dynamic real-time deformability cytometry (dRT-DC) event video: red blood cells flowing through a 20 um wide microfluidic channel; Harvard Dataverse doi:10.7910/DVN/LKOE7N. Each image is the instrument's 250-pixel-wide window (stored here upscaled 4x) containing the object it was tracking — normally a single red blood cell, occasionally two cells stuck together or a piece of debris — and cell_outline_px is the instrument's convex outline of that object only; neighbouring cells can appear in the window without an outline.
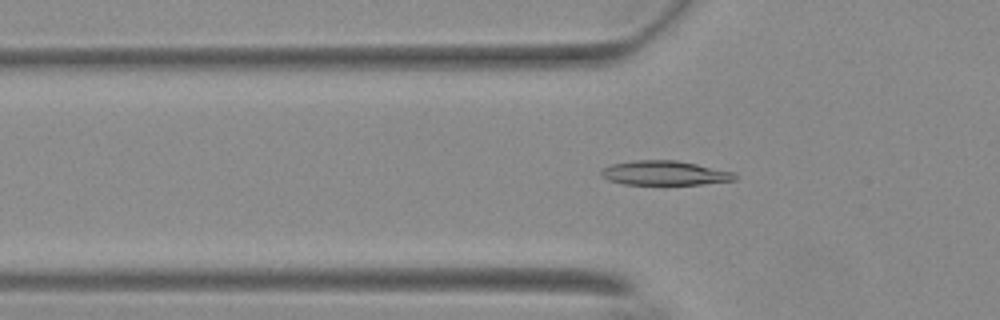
{"species": "Egyptian fruit bat (a non-hibernating species)", "species_latin": "Rousettus aegyptiacus", "temperature_condition": "warm", "stored_images_in_passage": 48, "camera_frame_rate_fps": 3000, "um_per_image_px": 0.085, "animal": {"sex": "female"}, "frame": {"image": 1, "passage_image": 17, "time_ms": 5.333, "image_size_px": [1000, 320], "cell_outline_px": [[736, 180], [704, 184], [624, 184], [608, 180], [600, 172], [604, 168], [612, 164], [636, 160], [676, 160], [696, 164], [732, 172], [736, 176]], "centroid_in_image_um": [56.5, 14.71], "position_along_channel_um": 69.3, "area_um2": 18.67}}
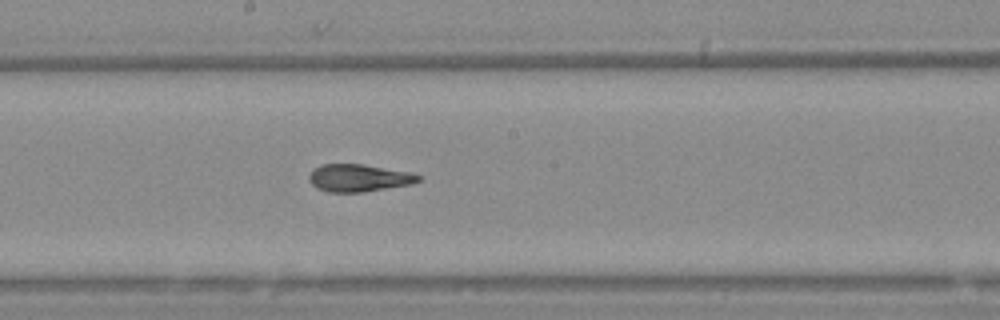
{"frame": {"image": 2, "passage_image": 29, "time_ms": 9.333, "image_size_px": [1000, 320], "cell_outline_px": [[420, 180], [412, 184], [364, 192], [328, 192], [316, 188], [312, 184], [308, 176], [312, 168], [320, 164], [364, 164], [408, 172], [420, 176]], "centroid_in_image_um": [30.44, 15.12], "position_along_channel_um": 217.8, "area_um2": 17.51}}
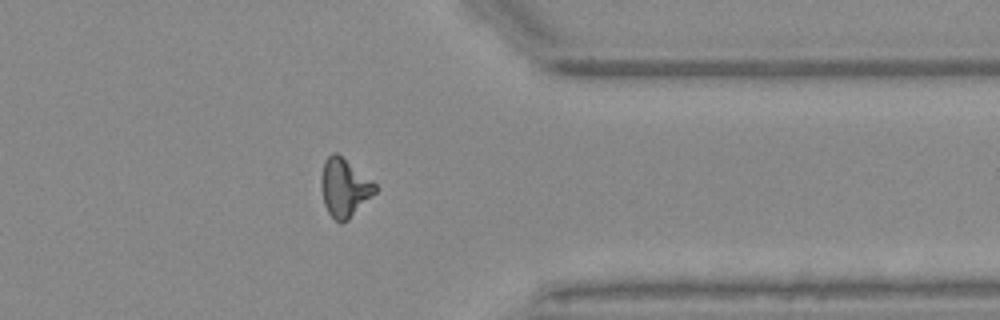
{"frame": {"image": 3, "passage_image": 43, "time_ms": 14.0, "image_size_px": [1000, 320], "cell_outline_px": [[376, 192], [348, 220], [340, 224], [328, 212], [324, 204], [320, 184], [320, 180], [324, 160], [332, 152], [336, 152], [372, 180], [376, 184]], "centroid_in_image_um": [29.25, 15.95], "position_along_channel_um": 382.1, "area_um2": 18.26}}